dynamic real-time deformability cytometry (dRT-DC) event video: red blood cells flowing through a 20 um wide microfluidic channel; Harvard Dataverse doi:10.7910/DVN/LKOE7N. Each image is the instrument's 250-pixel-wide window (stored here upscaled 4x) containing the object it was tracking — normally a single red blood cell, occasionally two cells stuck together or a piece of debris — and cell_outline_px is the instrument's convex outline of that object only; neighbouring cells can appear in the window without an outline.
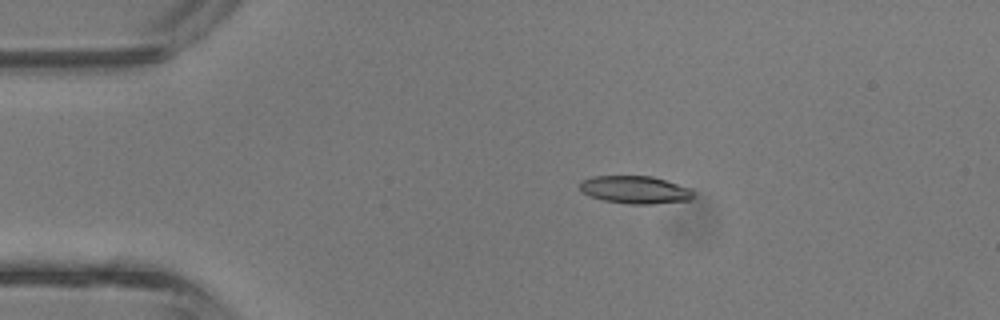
{"species": "common noctule bat (a hibernating species)", "species_latin": "Nyctalus noctula", "temperature_condition": "room temperature", "stored_images_in_passage": 4, "camera_frame_rate_fps": 3000, "um_per_image_px": 0.085, "animal": {"sex": "male", "body_mass_g": 13.3}, "frame": {"image": 1, "passage_image": 3, "time_ms": 0.667, "image_size_px": [1000, 320], "cell_outline_px": [[696, 196], [692, 200], [652, 204], [628, 204], [604, 200], [588, 196], [580, 188], [580, 180], [592, 176], [652, 176], [692, 188], [696, 192]], "centroid_in_image_um": [54.05, 16.13], "position_along_channel_um": 31.0, "area_um2": 18.67}}